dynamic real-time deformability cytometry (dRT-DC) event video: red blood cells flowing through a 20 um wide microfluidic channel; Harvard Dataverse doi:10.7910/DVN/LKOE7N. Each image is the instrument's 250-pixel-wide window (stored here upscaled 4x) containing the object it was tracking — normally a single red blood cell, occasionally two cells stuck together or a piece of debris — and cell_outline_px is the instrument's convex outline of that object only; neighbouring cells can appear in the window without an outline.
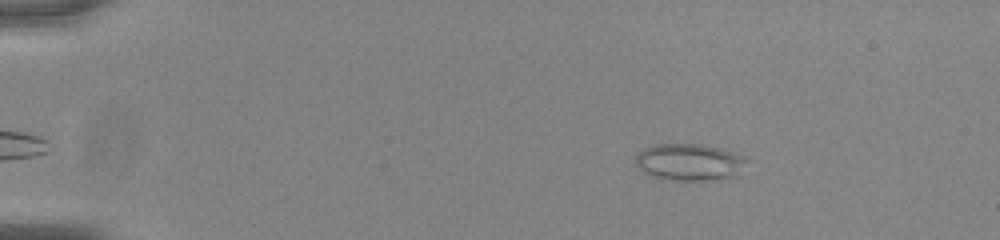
{"species": "common noctule bat (a hibernating species)", "species_latin": "Nyctalus noctula", "temperature_condition": "room temperature", "stored_images_in_passage": 49, "camera_frame_rate_fps": 3000, "um_per_image_px": 0.085, "animal": {"sex": "male", "body_mass_g": 20.0, "forearm_length_mm": 53.3}, "frame": {"image": 1, "passage_image": 3, "time_ms": 0.667, "image_size_px": [1000, 240], "cell_outline_px": [[748, 160], [744, 176], [704, 180], [664, 180], [652, 176], [644, 172], [636, 164], [636, 156], [644, 148], [652, 144], [704, 144], [720, 148], [744, 156]], "centroid_in_image_um": [58.68, 13.79], "position_along_channel_um": 26.3, "area_um2": 24.39}}
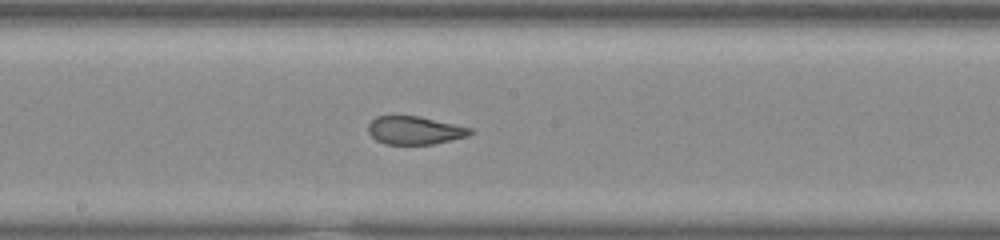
{"frame": {"image": 2, "passage_image": 25, "time_ms": 8.0, "image_size_px": [1000, 240], "cell_outline_px": [[476, 132], [468, 136], [432, 144], [384, 144], [376, 140], [368, 132], [368, 124], [376, 116], [420, 116], [472, 128]], "centroid_in_image_um": [35.27, 11.08], "position_along_channel_um": 212.9, "area_um2": 16.76}}
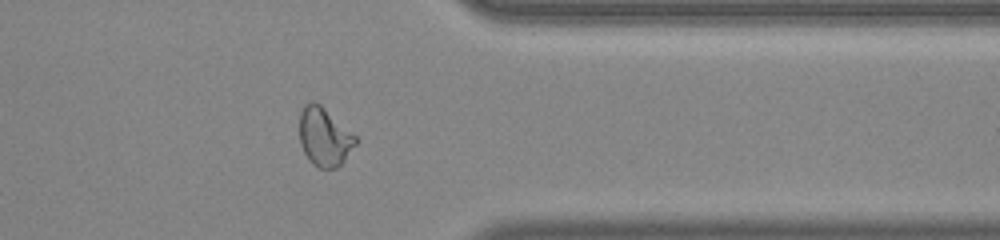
{"frame": {"image": 3, "passage_image": 39, "time_ms": 12.667, "image_size_px": [1000, 240], "cell_outline_px": [[356, 144], [344, 160], [336, 168], [320, 168], [312, 164], [308, 160], [300, 144], [300, 112], [304, 104], [312, 100], [320, 104], [356, 136]], "centroid_in_image_um": [27.55, 11.63], "position_along_channel_um": 383.9, "area_um2": 19.02}, "authors_computed_cell_mechanics": {"area_um2": 19.5942, "velocity_mm_per_s": 3.7894, "shape_relaxation_time_tau1_ms": null, "shape_relaxation_time_tau2_ms": 1.1231, "deformation_change_tau1": null, "deformation_change_tau2": 0.0776}}